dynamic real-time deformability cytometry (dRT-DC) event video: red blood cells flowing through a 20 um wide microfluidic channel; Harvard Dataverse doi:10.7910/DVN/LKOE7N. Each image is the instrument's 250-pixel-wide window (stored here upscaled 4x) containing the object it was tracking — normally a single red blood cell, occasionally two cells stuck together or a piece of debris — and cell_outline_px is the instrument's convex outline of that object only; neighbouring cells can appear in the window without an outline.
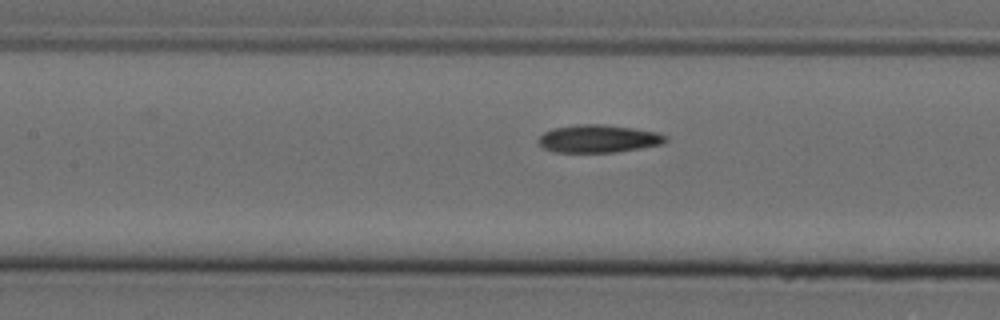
{"species": "Egyptian fruit bat (a non-hibernating species)", "species_latin": "Rousettus aegyptiacus", "temperature_condition": "cold", "stored_images_in_passage": 11, "camera_frame_rate_fps": 3000, "um_per_image_px": 0.085, "animal": {"sex": "female"}, "frame": {"image": 1, "passage_image": 7, "time_ms": 2.0, "image_size_px": [1000, 320], "cell_outline_px": [[668, 140], [660, 144], [640, 148], [616, 152], [552, 152], [544, 148], [536, 140], [544, 132], [552, 128], [576, 124], [604, 124], [632, 128], [656, 132], [668, 136]], "centroid_in_image_um": [50.83, 11.78], "position_along_channel_um": 156.6, "area_um2": 20.63}}
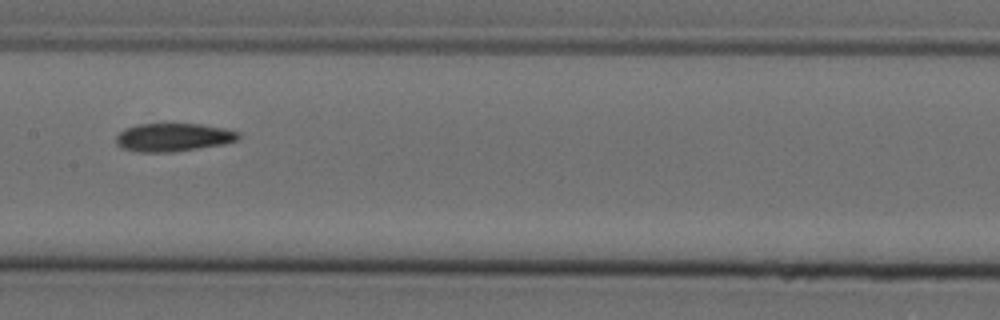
{"frame": {"image": 2, "passage_image": 8, "time_ms": 2.333, "image_size_px": [1000, 320], "cell_outline_px": [[240, 136], [236, 140], [224, 144], [172, 152], [140, 152], [120, 148], [116, 144], [116, 136], [124, 128], [136, 124], [200, 124], [224, 128], [240, 132]], "centroid_in_image_um": [14.7, 11.67], "position_along_channel_um": 192.7, "area_um2": 20.17}}